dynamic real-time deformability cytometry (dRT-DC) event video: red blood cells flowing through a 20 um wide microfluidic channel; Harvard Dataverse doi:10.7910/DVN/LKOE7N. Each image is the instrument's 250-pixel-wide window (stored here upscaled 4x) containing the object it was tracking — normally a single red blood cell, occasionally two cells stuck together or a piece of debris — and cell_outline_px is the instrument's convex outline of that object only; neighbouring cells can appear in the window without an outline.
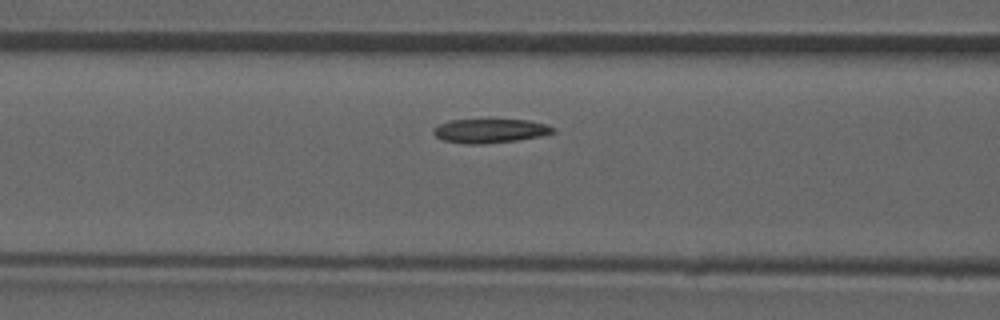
{"species": "common noctule bat (a hibernating species)", "species_latin": "Nyctalus noctula", "temperature_condition": "room temperature", "stored_images_in_passage": 41, "camera_frame_rate_fps": 3000, "um_per_image_px": 0.085, "animal": {"sex": "male", "forearm_length_mm": 52.5}, "frame": {"image": 1, "passage_image": 10, "time_ms": 3.0, "image_size_px": [1000, 320], "cell_outline_px": [[556, 132], [540, 136], [516, 140], [480, 144], [464, 144], [444, 140], [436, 136], [432, 132], [440, 124], [452, 120], [492, 116], [528, 120], [548, 124], [556, 128]], "centroid_in_image_um": [41.71, 11.06], "position_along_channel_um": 124.9, "area_um2": 17.69}, "authors_computed_cell_mechanics": {"area_um2": 16.7042, "velocity_mm_per_s": 3.9103, "shape_relaxation_time_tau1_ms": 8.2463, "shape_relaxation_time_tau2_ms": 9.192, "deformation_change_tau1": 0.1283, "deformation_change_tau2": 0.1145}}